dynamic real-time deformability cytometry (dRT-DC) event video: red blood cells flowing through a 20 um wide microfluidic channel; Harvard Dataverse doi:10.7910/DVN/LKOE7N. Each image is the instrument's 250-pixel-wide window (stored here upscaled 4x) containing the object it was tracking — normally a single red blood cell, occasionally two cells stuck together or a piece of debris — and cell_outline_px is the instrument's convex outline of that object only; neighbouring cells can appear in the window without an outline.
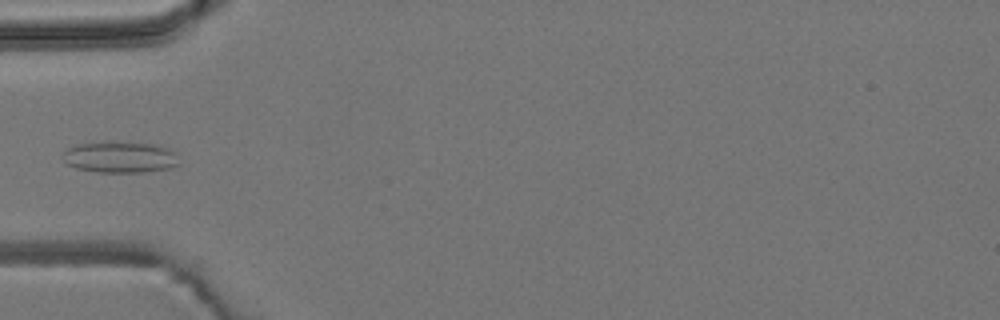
{"species": "common noctule bat (a hibernating species)", "species_latin": "Nyctalus noctula", "temperature_condition": "room temperature", "stored_images_in_passage": 5, "camera_frame_rate_fps": 3000, "um_per_image_px": 0.085, "animal": {"sex": "male", "body_mass_g": 19.2, "forearm_length_mm": 51.8}, "frame": {"image": 1, "passage_image": 5, "time_ms": 4.667, "image_size_px": [1000, 320], "cell_outline_px": [[180, 164], [172, 168], [144, 172], [96, 172], [76, 168], [68, 164], [64, 160], [64, 152], [68, 148], [76, 144], [152, 144], [176, 152]], "centroid_in_image_um": [10.25, 13.41], "position_along_channel_um": 74.8, "area_um2": 20.4}}